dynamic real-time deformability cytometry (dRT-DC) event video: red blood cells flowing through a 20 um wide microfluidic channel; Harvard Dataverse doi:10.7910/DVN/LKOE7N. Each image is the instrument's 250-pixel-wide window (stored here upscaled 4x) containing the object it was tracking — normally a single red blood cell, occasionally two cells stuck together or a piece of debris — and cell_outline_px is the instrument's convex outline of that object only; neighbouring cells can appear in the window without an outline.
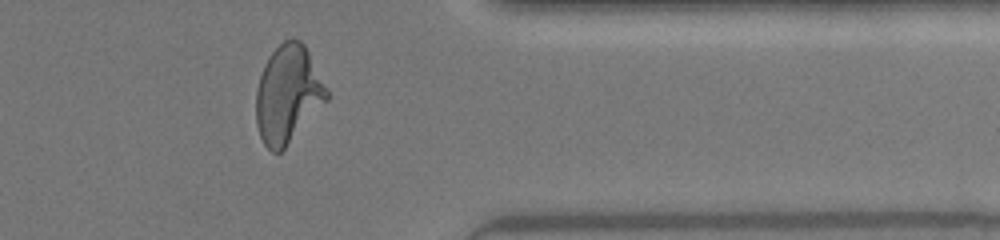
{"species": "human", "species_latin": "Homo sapiens", "temperature_condition": "warm", "stored_images_in_passage": 41, "camera_frame_rate_fps": 3000, "um_per_image_px": 0.085, "donor": {"sex": "female"}, "frame": {"image": 1, "passage_image": 35, "time_ms": 11.333, "image_size_px": [1000, 240], "cell_outline_px": [[328, 100], [284, 148], [280, 152], [272, 152], [264, 144], [260, 136], [256, 124], [256, 92], [260, 76], [264, 64], [268, 56], [284, 40], [300, 40], [304, 44], [328, 92]], "centroid_in_image_um": [24.45, 8.03], "position_along_channel_um": 387.0, "area_um2": 39.54}, "authors_computed_cell_mechanics": {"area_um2": 39.5352, "velocity_mm_per_s": 4.3911, "shape_relaxation_time_tau1_ms": 6.0383, "shape_relaxation_time_tau2_ms": null, "deformation_change_tau1": 0.2592, "deformation_change_tau2": null}}